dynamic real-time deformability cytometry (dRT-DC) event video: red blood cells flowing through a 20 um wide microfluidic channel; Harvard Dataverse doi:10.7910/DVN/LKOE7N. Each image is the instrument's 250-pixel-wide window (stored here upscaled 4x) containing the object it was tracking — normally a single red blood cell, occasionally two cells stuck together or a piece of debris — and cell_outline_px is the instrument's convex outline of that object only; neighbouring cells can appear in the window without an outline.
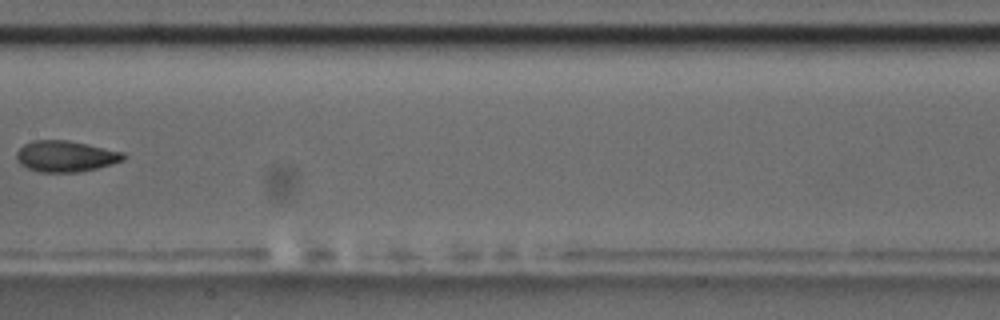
{"species": "common noctule bat (a hibernating species)", "species_latin": "Nyctalus noctula", "temperature_condition": "room temperature", "stored_images_in_passage": 9, "camera_frame_rate_fps": 3000, "um_per_image_px": 0.085, "animal": {"sex": "male", "body_mass_g": 17.5, "forearm_length_mm": 52.3}, "frame": {"image": 1, "passage_image": 8, "time_ms": 8.333, "image_size_px": [1000, 320], "cell_outline_px": [[128, 156], [124, 160], [112, 164], [96, 168], [76, 172], [40, 172], [28, 168], [20, 164], [16, 160], [16, 152], [24, 144], [32, 140], [68, 140], [88, 144], [124, 152]], "centroid_in_image_um": [5.59, 13.27], "position_along_channel_um": 201.8, "area_um2": 19.48}}
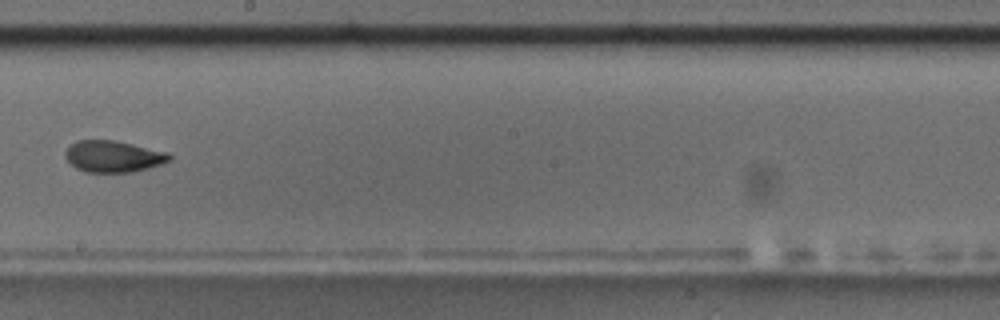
{"frame": {"image": 2, "passage_image": 9, "time_ms": 9.333, "image_size_px": [1000, 320], "cell_outline_px": [[172, 160], [164, 164], [132, 172], [84, 172], [76, 168], [64, 156], [64, 152], [76, 140], [112, 140], [132, 144], [168, 152], [172, 156]], "centroid_in_image_um": [9.66, 13.3], "position_along_channel_um": 238.5, "area_um2": 19.19}}